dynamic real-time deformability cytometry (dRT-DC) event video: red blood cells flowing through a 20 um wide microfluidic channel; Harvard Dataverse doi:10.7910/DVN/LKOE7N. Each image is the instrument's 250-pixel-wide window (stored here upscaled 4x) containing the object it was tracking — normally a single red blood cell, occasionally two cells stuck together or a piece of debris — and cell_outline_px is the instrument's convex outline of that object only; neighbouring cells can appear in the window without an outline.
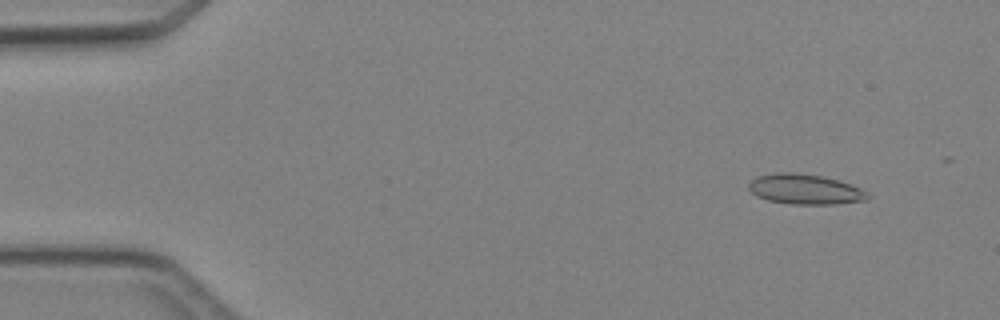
{"species": "Egyptian fruit bat (a non-hibernating species)", "species_latin": "Rousettus aegyptiacus", "temperature_condition": "cold", "stored_images_in_passage": 6, "camera_frame_rate_fps": 3000, "um_per_image_px": 0.085, "animal": {"sex": "female"}, "frame": {"image": 1, "passage_image": 2, "time_ms": 1.0, "image_size_px": [1000, 320], "cell_outline_px": [[872, 196], [868, 200], [832, 204], [792, 204], [768, 200], [756, 196], [748, 188], [748, 184], [756, 176], [776, 172], [792, 172], [824, 176], [860, 188], [868, 192]], "centroid_in_image_um": [68.43, 16.08], "position_along_channel_um": 16.6, "area_um2": 20.92}}
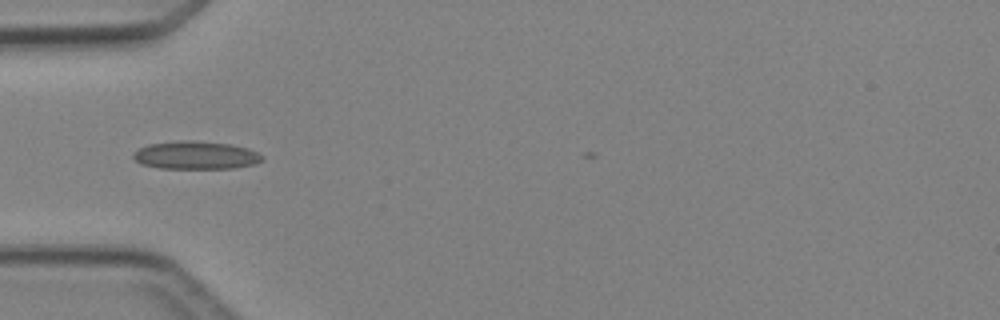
{"frame": {"image": 2, "passage_image": 5, "time_ms": 4.667, "image_size_px": [1000, 320], "cell_outline_px": [[264, 160], [256, 164], [232, 168], [160, 168], [140, 164], [132, 156], [132, 152], [148, 144], [180, 140], [192, 140], [232, 144], [248, 148], [264, 156]], "centroid_in_image_um": [16.65, 13.19], "position_along_channel_um": 68.4, "area_um2": 21.21}}